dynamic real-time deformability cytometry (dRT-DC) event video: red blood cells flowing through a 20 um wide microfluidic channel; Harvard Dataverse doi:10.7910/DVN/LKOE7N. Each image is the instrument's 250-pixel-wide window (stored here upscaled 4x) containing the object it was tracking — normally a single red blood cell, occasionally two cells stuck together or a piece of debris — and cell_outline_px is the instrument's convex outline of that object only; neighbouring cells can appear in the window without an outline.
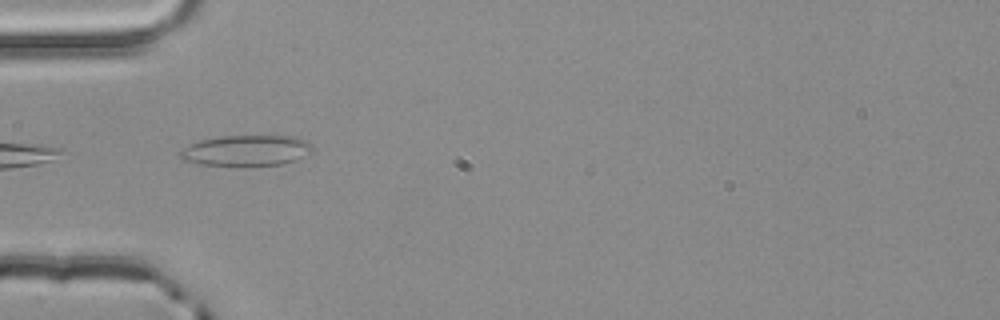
{"species": "common noctule bat (a hibernating species)", "species_latin": "Nyctalus noctula", "temperature_condition": "room temperature", "stored_images_in_passage": 4, "camera_frame_rate_fps": 3000, "um_per_image_px": 0.085, "animal": {"sex": "male", "body_mass_g": 20.4}, "frame": {"image": 1, "passage_image": 4, "time_ms": 1.0, "image_size_px": [1000, 320], "cell_outline_px": [[312, 152], [296, 160], [280, 164], [204, 164], [184, 160], [180, 156], [180, 152], [184, 148], [200, 140], [220, 136], [296, 136], [312, 144]], "centroid_in_image_um": [20.99, 12.76], "position_along_channel_um": 64.0, "area_um2": 23.0}}